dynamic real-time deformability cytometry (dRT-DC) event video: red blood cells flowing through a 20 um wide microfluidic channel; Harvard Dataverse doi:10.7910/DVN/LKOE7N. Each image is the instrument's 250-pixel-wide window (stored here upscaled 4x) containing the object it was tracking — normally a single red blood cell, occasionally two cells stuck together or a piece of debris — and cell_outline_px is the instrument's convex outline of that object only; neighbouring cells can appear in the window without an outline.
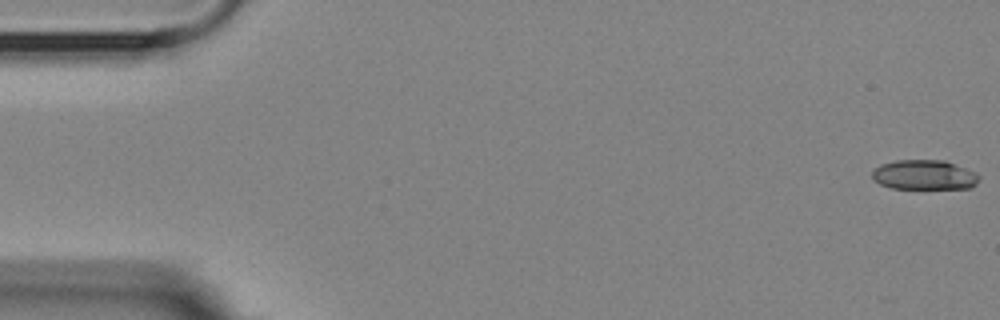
{"species": "Egyptian fruit bat (a non-hibernating species)", "species_latin": "Rousettus aegyptiacus", "temperature_condition": "room temperature", "stored_images_in_passage": 55, "camera_frame_rate_fps": 3000, "um_per_image_px": 0.085, "animal": {"sex": "female"}, "frame": {"image": 1, "passage_image": 1, "time_ms": 0.0, "image_size_px": [1000, 320], "cell_outline_px": [[980, 176], [976, 184], [972, 188], [892, 188], [880, 184], [872, 180], [872, 172], [880, 164], [896, 160], [944, 160], [976, 172]], "centroid_in_image_um": [78.56, 14.86], "position_along_channel_um": 6.4, "area_um2": 18.55}}
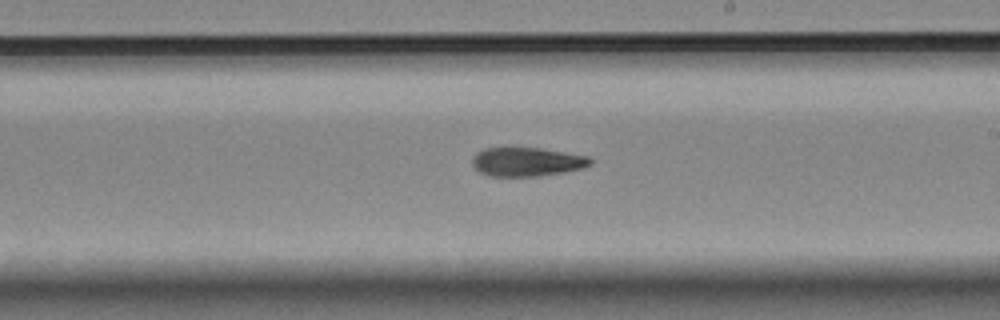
{"frame": {"image": 2, "passage_image": 32, "time_ms": 10.333, "image_size_px": [1000, 320], "cell_outline_px": [[592, 164], [584, 168], [564, 172], [536, 176], [488, 176], [480, 172], [472, 164], [472, 156], [476, 152], [484, 148], [540, 148], [588, 156], [592, 160]], "centroid_in_image_um": [44.78, 13.75], "position_along_channel_um": 244.2, "area_um2": 19.88}}
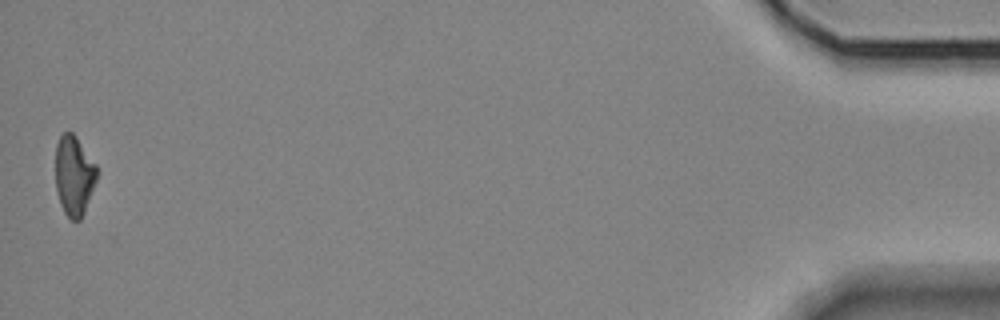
{"frame": {"image": 3, "passage_image": 55, "time_ms": 18.0, "image_size_px": [1000, 320], "cell_outline_px": [[96, 180], [84, 212], [80, 220], [72, 220], [64, 212], [60, 204], [56, 188], [56, 144], [60, 136], [64, 132], [72, 132], [76, 136], [96, 164]], "centroid_in_image_um": [6.28, 14.91], "position_along_channel_um": 428.9, "area_um2": 19.02}, "authors_computed_cell_mechanics": {"area_um2": 20.23, "velocity_mm_per_s": 3.6101, "shape_relaxation_time_tau1_ms": 8.2392, "shape_relaxation_time_tau2_ms": null, "deformation_change_tau1": 0.2049, "deformation_change_tau2": null}}